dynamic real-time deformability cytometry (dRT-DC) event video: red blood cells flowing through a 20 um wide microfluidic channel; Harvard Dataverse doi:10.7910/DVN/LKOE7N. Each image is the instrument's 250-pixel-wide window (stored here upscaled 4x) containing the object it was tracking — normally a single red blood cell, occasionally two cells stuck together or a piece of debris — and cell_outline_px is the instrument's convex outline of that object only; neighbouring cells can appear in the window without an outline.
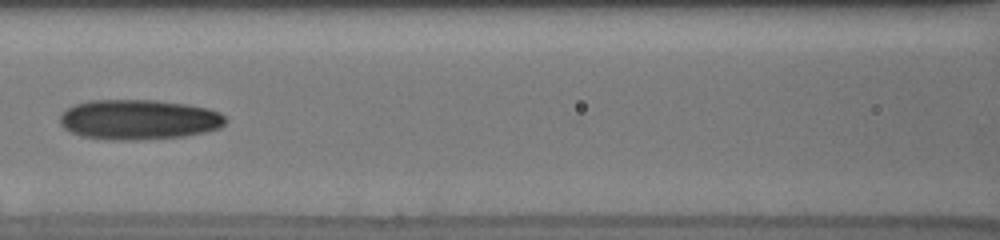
{"species": "human", "species_latin": "Homo sapiens", "temperature_condition": "cold", "stored_images_in_passage": 14, "camera_frame_rate_fps": 3000, "um_per_image_px": 0.085, "donor": {"sex": "male"}, "frame": {"image": 1, "passage_image": 5, "time_ms": 4.333, "image_size_px": [1000, 240], "cell_outline_px": [[228, 120], [220, 128], [204, 132], [184, 136], [144, 140], [112, 140], [80, 136], [64, 128], [60, 124], [60, 116], [68, 108], [76, 104], [88, 100], [156, 100], [188, 104], [208, 108], [220, 112]], "centroid_in_image_um": [11.82, 10.16], "position_along_channel_um": 154.8, "area_um2": 38.9}}
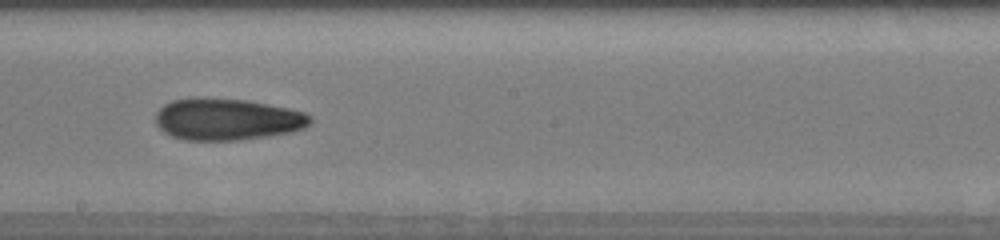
{"frame": {"image": 2, "passage_image": 7, "time_ms": 6.333, "image_size_px": [1000, 240], "cell_outline_px": [[312, 120], [304, 128], [292, 132], [268, 136], [240, 140], [184, 140], [172, 136], [164, 132], [156, 124], [156, 112], [164, 104], [172, 100], [192, 96], [244, 100], [288, 108], [304, 112], [312, 116]], "centroid_in_image_um": [19.28, 10.13], "position_along_channel_um": 228.9, "area_um2": 37.86}}
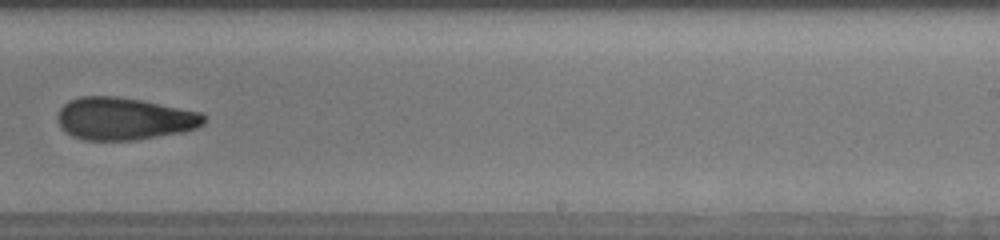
{"frame": {"image": 3, "passage_image": 8, "time_ms": 7.667, "image_size_px": [1000, 240], "cell_outline_px": [[204, 124], [196, 128], [184, 132], [132, 140], [84, 140], [72, 136], [64, 132], [60, 128], [56, 116], [60, 108], [68, 100], [80, 96], [116, 96], [140, 100], [200, 112], [204, 116]], "centroid_in_image_um": [10.49, 10.09], "position_along_channel_um": 278.5, "area_um2": 36.24}}